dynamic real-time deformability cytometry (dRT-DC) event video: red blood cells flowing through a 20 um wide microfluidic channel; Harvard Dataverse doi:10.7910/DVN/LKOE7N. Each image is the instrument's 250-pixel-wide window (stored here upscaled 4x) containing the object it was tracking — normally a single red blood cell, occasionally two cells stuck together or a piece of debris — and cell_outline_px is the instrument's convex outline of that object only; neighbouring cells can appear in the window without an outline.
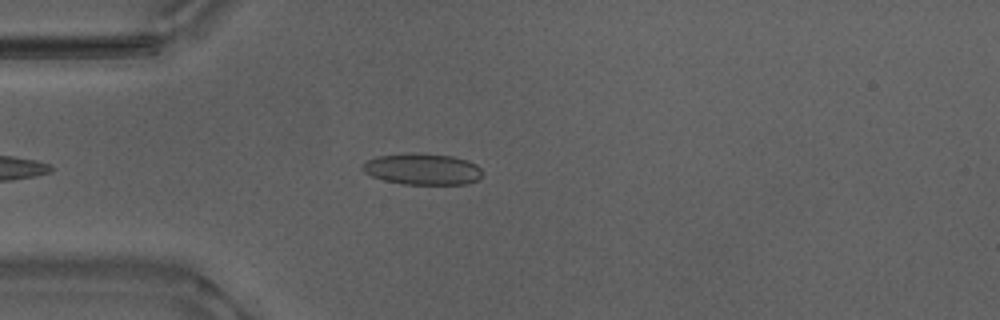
{"species": "Egyptian fruit bat (a non-hibernating species)", "species_latin": "Rousettus aegyptiacus", "temperature_condition": "warm", "stored_images_in_passage": 43, "camera_frame_rate_fps": 3000, "um_per_image_px": 0.085, "animal": {"sex": "male"}, "frame": {"image": 1, "passage_image": 7, "time_ms": 2.0, "image_size_px": [1000, 320], "cell_outline_px": [[484, 172], [476, 180], [468, 184], [404, 184], [384, 180], [372, 176], [364, 172], [360, 168], [368, 160], [376, 156], [412, 152], [452, 156], [468, 160], [476, 164]], "centroid_in_image_um": [35.91, 14.36], "position_along_channel_um": 49.1, "area_um2": 21.96}}
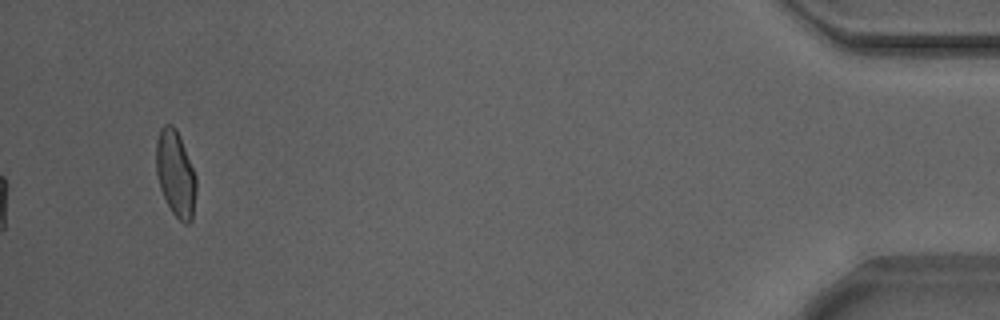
{"frame": {"image": 2, "passage_image": 43, "time_ms": 14.0, "image_size_px": [1000, 320], "cell_outline_px": [[196, 192], [192, 220], [188, 224], [184, 224], [172, 212], [160, 188], [156, 172], [156, 140], [160, 128], [164, 124], [172, 124], [176, 128], [180, 136], [196, 176]], "centroid_in_image_um": [14.92, 14.74], "position_along_channel_um": 420.3, "area_um2": 20.11}, "authors_computed_cell_mechanics": {"area_um2": 20.1144, "velocity_mm_per_s": 3.8697, "shape_relaxation_time_tau1_ms": null, "shape_relaxation_time_tau2_ms": 1.2393, "deformation_change_tau1": null, "deformation_change_tau2": 0.0757}}